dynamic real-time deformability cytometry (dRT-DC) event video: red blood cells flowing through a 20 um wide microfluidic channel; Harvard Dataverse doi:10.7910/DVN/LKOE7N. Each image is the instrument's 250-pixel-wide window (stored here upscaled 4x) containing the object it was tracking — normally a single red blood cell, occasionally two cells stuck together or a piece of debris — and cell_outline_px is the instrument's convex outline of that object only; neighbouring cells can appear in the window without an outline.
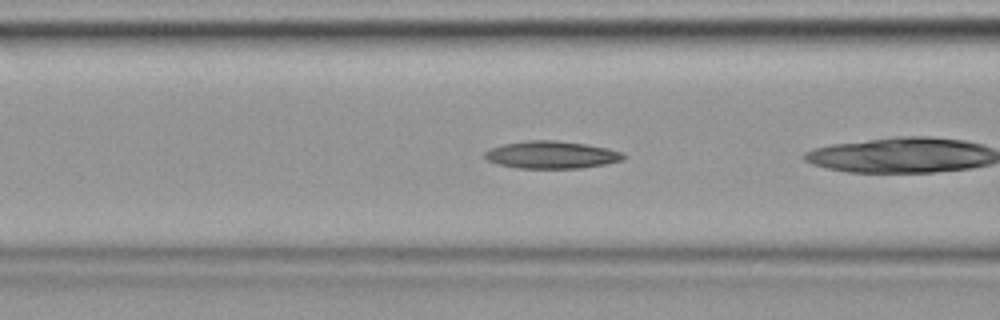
{"species": "common noctule bat (a hibernating species)", "species_latin": "Nyctalus noctula", "temperature_condition": "cold", "stored_images_in_passage": 26, "camera_frame_rate_fps": 3000, "um_per_image_px": 0.085, "animal": {"sex": "female", "body_mass_g": 19.9}, "frame": {"image": 1, "passage_image": 5, "time_ms": 1.333, "image_size_px": [1000, 320], "cell_outline_px": [[624, 160], [604, 164], [580, 168], [516, 168], [500, 164], [488, 160], [484, 156], [484, 152], [492, 148], [504, 144], [528, 140], [556, 140], [584, 144], [608, 148], [624, 152]], "centroid_in_image_um": [46.9, 13.16], "position_along_channel_um": 119.7, "area_um2": 22.02}}